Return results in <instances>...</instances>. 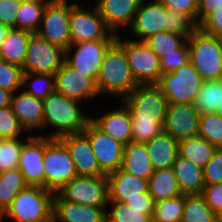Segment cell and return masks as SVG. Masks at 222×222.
Returning a JSON list of instances; mask_svg holds the SVG:
<instances>
[{"label":"cell","mask_w":222,"mask_h":222,"mask_svg":"<svg viewBox=\"0 0 222 222\" xmlns=\"http://www.w3.org/2000/svg\"><path fill=\"white\" fill-rule=\"evenodd\" d=\"M116 41L124 48L132 75L138 84H157L162 75L160 61L144 41L122 39Z\"/></svg>","instance_id":"cell-9"},{"label":"cell","mask_w":222,"mask_h":222,"mask_svg":"<svg viewBox=\"0 0 222 222\" xmlns=\"http://www.w3.org/2000/svg\"><path fill=\"white\" fill-rule=\"evenodd\" d=\"M198 28L205 34L222 38V11L211 13Z\"/></svg>","instance_id":"cell-50"},{"label":"cell","mask_w":222,"mask_h":222,"mask_svg":"<svg viewBox=\"0 0 222 222\" xmlns=\"http://www.w3.org/2000/svg\"><path fill=\"white\" fill-rule=\"evenodd\" d=\"M167 9L186 13L197 25L199 0H159Z\"/></svg>","instance_id":"cell-49"},{"label":"cell","mask_w":222,"mask_h":222,"mask_svg":"<svg viewBox=\"0 0 222 222\" xmlns=\"http://www.w3.org/2000/svg\"><path fill=\"white\" fill-rule=\"evenodd\" d=\"M203 79L189 62L173 72L162 74L157 85L168 104L193 103L199 93Z\"/></svg>","instance_id":"cell-7"},{"label":"cell","mask_w":222,"mask_h":222,"mask_svg":"<svg viewBox=\"0 0 222 222\" xmlns=\"http://www.w3.org/2000/svg\"><path fill=\"white\" fill-rule=\"evenodd\" d=\"M122 101L138 121H165L169 104L157 84H138Z\"/></svg>","instance_id":"cell-8"},{"label":"cell","mask_w":222,"mask_h":222,"mask_svg":"<svg viewBox=\"0 0 222 222\" xmlns=\"http://www.w3.org/2000/svg\"><path fill=\"white\" fill-rule=\"evenodd\" d=\"M198 136L217 148H222V116L214 112L201 113Z\"/></svg>","instance_id":"cell-38"},{"label":"cell","mask_w":222,"mask_h":222,"mask_svg":"<svg viewBox=\"0 0 222 222\" xmlns=\"http://www.w3.org/2000/svg\"><path fill=\"white\" fill-rule=\"evenodd\" d=\"M201 195L213 212L218 215L222 211V183L205 185Z\"/></svg>","instance_id":"cell-48"},{"label":"cell","mask_w":222,"mask_h":222,"mask_svg":"<svg viewBox=\"0 0 222 222\" xmlns=\"http://www.w3.org/2000/svg\"><path fill=\"white\" fill-rule=\"evenodd\" d=\"M114 41L95 40L71 44L65 50L64 62L71 68L92 77L96 81L104 54Z\"/></svg>","instance_id":"cell-13"},{"label":"cell","mask_w":222,"mask_h":222,"mask_svg":"<svg viewBox=\"0 0 222 222\" xmlns=\"http://www.w3.org/2000/svg\"><path fill=\"white\" fill-rule=\"evenodd\" d=\"M181 222H218L217 214L206 204L202 195H185Z\"/></svg>","instance_id":"cell-34"},{"label":"cell","mask_w":222,"mask_h":222,"mask_svg":"<svg viewBox=\"0 0 222 222\" xmlns=\"http://www.w3.org/2000/svg\"><path fill=\"white\" fill-rule=\"evenodd\" d=\"M11 97V109L26 133L33 130L43 131V100L35 98L22 90Z\"/></svg>","instance_id":"cell-22"},{"label":"cell","mask_w":222,"mask_h":222,"mask_svg":"<svg viewBox=\"0 0 222 222\" xmlns=\"http://www.w3.org/2000/svg\"><path fill=\"white\" fill-rule=\"evenodd\" d=\"M24 143L20 138L0 139V173L18 168Z\"/></svg>","instance_id":"cell-40"},{"label":"cell","mask_w":222,"mask_h":222,"mask_svg":"<svg viewBox=\"0 0 222 222\" xmlns=\"http://www.w3.org/2000/svg\"><path fill=\"white\" fill-rule=\"evenodd\" d=\"M180 193L183 195H201L205 187L203 168L191 160L178 155L172 166Z\"/></svg>","instance_id":"cell-25"},{"label":"cell","mask_w":222,"mask_h":222,"mask_svg":"<svg viewBox=\"0 0 222 222\" xmlns=\"http://www.w3.org/2000/svg\"><path fill=\"white\" fill-rule=\"evenodd\" d=\"M154 170L172 168L179 155V141L165 131L145 143Z\"/></svg>","instance_id":"cell-26"},{"label":"cell","mask_w":222,"mask_h":222,"mask_svg":"<svg viewBox=\"0 0 222 222\" xmlns=\"http://www.w3.org/2000/svg\"><path fill=\"white\" fill-rule=\"evenodd\" d=\"M55 193L39 186H28L21 190L11 206L0 217L10 222H52Z\"/></svg>","instance_id":"cell-3"},{"label":"cell","mask_w":222,"mask_h":222,"mask_svg":"<svg viewBox=\"0 0 222 222\" xmlns=\"http://www.w3.org/2000/svg\"><path fill=\"white\" fill-rule=\"evenodd\" d=\"M22 68L8 63L0 62V88L12 93L22 90Z\"/></svg>","instance_id":"cell-43"},{"label":"cell","mask_w":222,"mask_h":222,"mask_svg":"<svg viewBox=\"0 0 222 222\" xmlns=\"http://www.w3.org/2000/svg\"><path fill=\"white\" fill-rule=\"evenodd\" d=\"M120 169L142 179H149L154 173L145 143L130 141L124 145Z\"/></svg>","instance_id":"cell-27"},{"label":"cell","mask_w":222,"mask_h":222,"mask_svg":"<svg viewBox=\"0 0 222 222\" xmlns=\"http://www.w3.org/2000/svg\"><path fill=\"white\" fill-rule=\"evenodd\" d=\"M4 61L3 60V56H2V52H1V48H0V62Z\"/></svg>","instance_id":"cell-57"},{"label":"cell","mask_w":222,"mask_h":222,"mask_svg":"<svg viewBox=\"0 0 222 222\" xmlns=\"http://www.w3.org/2000/svg\"><path fill=\"white\" fill-rule=\"evenodd\" d=\"M99 95L121 100L138 85L134 79L124 48L115 40L106 50L96 80Z\"/></svg>","instance_id":"cell-2"},{"label":"cell","mask_w":222,"mask_h":222,"mask_svg":"<svg viewBox=\"0 0 222 222\" xmlns=\"http://www.w3.org/2000/svg\"><path fill=\"white\" fill-rule=\"evenodd\" d=\"M214 113H217L219 116H222V111H215Z\"/></svg>","instance_id":"cell-58"},{"label":"cell","mask_w":222,"mask_h":222,"mask_svg":"<svg viewBox=\"0 0 222 222\" xmlns=\"http://www.w3.org/2000/svg\"><path fill=\"white\" fill-rule=\"evenodd\" d=\"M22 88L35 98L44 100L49 94L56 91L55 77L52 74L23 73Z\"/></svg>","instance_id":"cell-36"},{"label":"cell","mask_w":222,"mask_h":222,"mask_svg":"<svg viewBox=\"0 0 222 222\" xmlns=\"http://www.w3.org/2000/svg\"><path fill=\"white\" fill-rule=\"evenodd\" d=\"M120 106L119 109L103 113L97 118L91 117V121L116 141L126 145L132 141L131 112L122 100Z\"/></svg>","instance_id":"cell-23"},{"label":"cell","mask_w":222,"mask_h":222,"mask_svg":"<svg viewBox=\"0 0 222 222\" xmlns=\"http://www.w3.org/2000/svg\"><path fill=\"white\" fill-rule=\"evenodd\" d=\"M189 60L204 81L222 79V38L199 28L187 39Z\"/></svg>","instance_id":"cell-4"},{"label":"cell","mask_w":222,"mask_h":222,"mask_svg":"<svg viewBox=\"0 0 222 222\" xmlns=\"http://www.w3.org/2000/svg\"><path fill=\"white\" fill-rule=\"evenodd\" d=\"M199 115L193 103L169 104L163 131L178 141L198 136Z\"/></svg>","instance_id":"cell-17"},{"label":"cell","mask_w":222,"mask_h":222,"mask_svg":"<svg viewBox=\"0 0 222 222\" xmlns=\"http://www.w3.org/2000/svg\"><path fill=\"white\" fill-rule=\"evenodd\" d=\"M108 205L106 222H152V218L143 210H136L125 203L109 201Z\"/></svg>","instance_id":"cell-39"},{"label":"cell","mask_w":222,"mask_h":222,"mask_svg":"<svg viewBox=\"0 0 222 222\" xmlns=\"http://www.w3.org/2000/svg\"><path fill=\"white\" fill-rule=\"evenodd\" d=\"M187 42V38L177 33L160 31L144 40V43L160 59L166 54L176 53Z\"/></svg>","instance_id":"cell-35"},{"label":"cell","mask_w":222,"mask_h":222,"mask_svg":"<svg viewBox=\"0 0 222 222\" xmlns=\"http://www.w3.org/2000/svg\"><path fill=\"white\" fill-rule=\"evenodd\" d=\"M185 205V195L155 201L152 222H181Z\"/></svg>","instance_id":"cell-37"},{"label":"cell","mask_w":222,"mask_h":222,"mask_svg":"<svg viewBox=\"0 0 222 222\" xmlns=\"http://www.w3.org/2000/svg\"><path fill=\"white\" fill-rule=\"evenodd\" d=\"M124 203L136 210H143V213L148 214L152 218L155 200L149 192L144 193V198L127 199Z\"/></svg>","instance_id":"cell-52"},{"label":"cell","mask_w":222,"mask_h":222,"mask_svg":"<svg viewBox=\"0 0 222 222\" xmlns=\"http://www.w3.org/2000/svg\"><path fill=\"white\" fill-rule=\"evenodd\" d=\"M217 147L204 138L195 136L179 141V155L204 168L212 159Z\"/></svg>","instance_id":"cell-30"},{"label":"cell","mask_w":222,"mask_h":222,"mask_svg":"<svg viewBox=\"0 0 222 222\" xmlns=\"http://www.w3.org/2000/svg\"><path fill=\"white\" fill-rule=\"evenodd\" d=\"M66 146L78 176L105 175L97 163L88 136L84 132L59 138Z\"/></svg>","instance_id":"cell-19"},{"label":"cell","mask_w":222,"mask_h":222,"mask_svg":"<svg viewBox=\"0 0 222 222\" xmlns=\"http://www.w3.org/2000/svg\"><path fill=\"white\" fill-rule=\"evenodd\" d=\"M204 183H222V148H217L212 159L203 168Z\"/></svg>","instance_id":"cell-46"},{"label":"cell","mask_w":222,"mask_h":222,"mask_svg":"<svg viewBox=\"0 0 222 222\" xmlns=\"http://www.w3.org/2000/svg\"><path fill=\"white\" fill-rule=\"evenodd\" d=\"M80 102L70 99L62 93L55 91L43 100V131L50 126L56 130L44 134L42 137L59 139L70 134L83 132L91 116L86 115L80 108ZM84 112V113H83Z\"/></svg>","instance_id":"cell-1"},{"label":"cell","mask_w":222,"mask_h":222,"mask_svg":"<svg viewBox=\"0 0 222 222\" xmlns=\"http://www.w3.org/2000/svg\"><path fill=\"white\" fill-rule=\"evenodd\" d=\"M43 156L44 137L30 134L22 146L18 165L28 186L45 188Z\"/></svg>","instance_id":"cell-18"},{"label":"cell","mask_w":222,"mask_h":222,"mask_svg":"<svg viewBox=\"0 0 222 222\" xmlns=\"http://www.w3.org/2000/svg\"><path fill=\"white\" fill-rule=\"evenodd\" d=\"M48 2L22 1L16 17V29L36 33Z\"/></svg>","instance_id":"cell-33"},{"label":"cell","mask_w":222,"mask_h":222,"mask_svg":"<svg viewBox=\"0 0 222 222\" xmlns=\"http://www.w3.org/2000/svg\"><path fill=\"white\" fill-rule=\"evenodd\" d=\"M12 94V92L0 88V108L10 106Z\"/></svg>","instance_id":"cell-53"},{"label":"cell","mask_w":222,"mask_h":222,"mask_svg":"<svg viewBox=\"0 0 222 222\" xmlns=\"http://www.w3.org/2000/svg\"><path fill=\"white\" fill-rule=\"evenodd\" d=\"M109 181V201L124 203L127 199L144 198L148 192V180L133 174L116 170L107 175Z\"/></svg>","instance_id":"cell-24"},{"label":"cell","mask_w":222,"mask_h":222,"mask_svg":"<svg viewBox=\"0 0 222 222\" xmlns=\"http://www.w3.org/2000/svg\"><path fill=\"white\" fill-rule=\"evenodd\" d=\"M45 189L56 193L77 176L74 162L59 139L44 137Z\"/></svg>","instance_id":"cell-5"},{"label":"cell","mask_w":222,"mask_h":222,"mask_svg":"<svg viewBox=\"0 0 222 222\" xmlns=\"http://www.w3.org/2000/svg\"><path fill=\"white\" fill-rule=\"evenodd\" d=\"M148 192L155 201L180 195V189L172 168L154 170L148 179Z\"/></svg>","instance_id":"cell-29"},{"label":"cell","mask_w":222,"mask_h":222,"mask_svg":"<svg viewBox=\"0 0 222 222\" xmlns=\"http://www.w3.org/2000/svg\"><path fill=\"white\" fill-rule=\"evenodd\" d=\"M22 1H25V0H22ZM26 1L50 2L52 0H26Z\"/></svg>","instance_id":"cell-56"},{"label":"cell","mask_w":222,"mask_h":222,"mask_svg":"<svg viewBox=\"0 0 222 222\" xmlns=\"http://www.w3.org/2000/svg\"><path fill=\"white\" fill-rule=\"evenodd\" d=\"M28 187L18 168L0 173V217L11 206L17 194Z\"/></svg>","instance_id":"cell-31"},{"label":"cell","mask_w":222,"mask_h":222,"mask_svg":"<svg viewBox=\"0 0 222 222\" xmlns=\"http://www.w3.org/2000/svg\"><path fill=\"white\" fill-rule=\"evenodd\" d=\"M108 207H93L63 200L57 193L53 199V222H106Z\"/></svg>","instance_id":"cell-21"},{"label":"cell","mask_w":222,"mask_h":222,"mask_svg":"<svg viewBox=\"0 0 222 222\" xmlns=\"http://www.w3.org/2000/svg\"><path fill=\"white\" fill-rule=\"evenodd\" d=\"M56 91L72 100L82 103V100H95L99 96L97 83L86 74L81 73L65 62L54 75Z\"/></svg>","instance_id":"cell-15"},{"label":"cell","mask_w":222,"mask_h":222,"mask_svg":"<svg viewBox=\"0 0 222 222\" xmlns=\"http://www.w3.org/2000/svg\"><path fill=\"white\" fill-rule=\"evenodd\" d=\"M142 0H98L95 4L105 25L115 34L132 25Z\"/></svg>","instance_id":"cell-20"},{"label":"cell","mask_w":222,"mask_h":222,"mask_svg":"<svg viewBox=\"0 0 222 222\" xmlns=\"http://www.w3.org/2000/svg\"><path fill=\"white\" fill-rule=\"evenodd\" d=\"M63 200L93 207H108L107 175L76 176L56 192Z\"/></svg>","instance_id":"cell-6"},{"label":"cell","mask_w":222,"mask_h":222,"mask_svg":"<svg viewBox=\"0 0 222 222\" xmlns=\"http://www.w3.org/2000/svg\"><path fill=\"white\" fill-rule=\"evenodd\" d=\"M159 61L162 74L173 72L189 63V47L187 42L181 48H178L176 53L166 54Z\"/></svg>","instance_id":"cell-45"},{"label":"cell","mask_w":222,"mask_h":222,"mask_svg":"<svg viewBox=\"0 0 222 222\" xmlns=\"http://www.w3.org/2000/svg\"><path fill=\"white\" fill-rule=\"evenodd\" d=\"M217 221L222 222V211L217 215Z\"/></svg>","instance_id":"cell-55"},{"label":"cell","mask_w":222,"mask_h":222,"mask_svg":"<svg viewBox=\"0 0 222 222\" xmlns=\"http://www.w3.org/2000/svg\"><path fill=\"white\" fill-rule=\"evenodd\" d=\"M167 31L185 36L187 39L198 29L196 23L186 14L166 9Z\"/></svg>","instance_id":"cell-41"},{"label":"cell","mask_w":222,"mask_h":222,"mask_svg":"<svg viewBox=\"0 0 222 222\" xmlns=\"http://www.w3.org/2000/svg\"><path fill=\"white\" fill-rule=\"evenodd\" d=\"M32 33L12 28L1 46L3 60L23 67Z\"/></svg>","instance_id":"cell-28"},{"label":"cell","mask_w":222,"mask_h":222,"mask_svg":"<svg viewBox=\"0 0 222 222\" xmlns=\"http://www.w3.org/2000/svg\"><path fill=\"white\" fill-rule=\"evenodd\" d=\"M21 3L22 0H0V22L16 29V17Z\"/></svg>","instance_id":"cell-47"},{"label":"cell","mask_w":222,"mask_h":222,"mask_svg":"<svg viewBox=\"0 0 222 222\" xmlns=\"http://www.w3.org/2000/svg\"><path fill=\"white\" fill-rule=\"evenodd\" d=\"M132 141L147 143L163 131L164 121H138L131 115Z\"/></svg>","instance_id":"cell-42"},{"label":"cell","mask_w":222,"mask_h":222,"mask_svg":"<svg viewBox=\"0 0 222 222\" xmlns=\"http://www.w3.org/2000/svg\"><path fill=\"white\" fill-rule=\"evenodd\" d=\"M166 7L159 0L140 2L132 25L129 27L137 41H144L160 31H167Z\"/></svg>","instance_id":"cell-16"},{"label":"cell","mask_w":222,"mask_h":222,"mask_svg":"<svg viewBox=\"0 0 222 222\" xmlns=\"http://www.w3.org/2000/svg\"><path fill=\"white\" fill-rule=\"evenodd\" d=\"M70 37L72 44L95 41L116 40L113 33L104 22L96 6L86 10L79 3H71Z\"/></svg>","instance_id":"cell-10"},{"label":"cell","mask_w":222,"mask_h":222,"mask_svg":"<svg viewBox=\"0 0 222 222\" xmlns=\"http://www.w3.org/2000/svg\"><path fill=\"white\" fill-rule=\"evenodd\" d=\"M26 132L13 113L11 106L0 108V139L21 138Z\"/></svg>","instance_id":"cell-44"},{"label":"cell","mask_w":222,"mask_h":222,"mask_svg":"<svg viewBox=\"0 0 222 222\" xmlns=\"http://www.w3.org/2000/svg\"><path fill=\"white\" fill-rule=\"evenodd\" d=\"M71 3L68 0H52L47 3L40 27V37L64 51L72 44L70 37Z\"/></svg>","instance_id":"cell-11"},{"label":"cell","mask_w":222,"mask_h":222,"mask_svg":"<svg viewBox=\"0 0 222 222\" xmlns=\"http://www.w3.org/2000/svg\"><path fill=\"white\" fill-rule=\"evenodd\" d=\"M222 11V0H199L197 26H199L214 11Z\"/></svg>","instance_id":"cell-51"},{"label":"cell","mask_w":222,"mask_h":222,"mask_svg":"<svg viewBox=\"0 0 222 222\" xmlns=\"http://www.w3.org/2000/svg\"><path fill=\"white\" fill-rule=\"evenodd\" d=\"M83 132L88 136L100 170L108 175L120 169L124 144L100 130L91 120Z\"/></svg>","instance_id":"cell-14"},{"label":"cell","mask_w":222,"mask_h":222,"mask_svg":"<svg viewBox=\"0 0 222 222\" xmlns=\"http://www.w3.org/2000/svg\"><path fill=\"white\" fill-rule=\"evenodd\" d=\"M11 30L10 27H8L7 25H4L3 23L0 22V48L4 42V40L6 39L9 31Z\"/></svg>","instance_id":"cell-54"},{"label":"cell","mask_w":222,"mask_h":222,"mask_svg":"<svg viewBox=\"0 0 222 222\" xmlns=\"http://www.w3.org/2000/svg\"><path fill=\"white\" fill-rule=\"evenodd\" d=\"M193 105L200 114L222 111V79L203 81Z\"/></svg>","instance_id":"cell-32"},{"label":"cell","mask_w":222,"mask_h":222,"mask_svg":"<svg viewBox=\"0 0 222 222\" xmlns=\"http://www.w3.org/2000/svg\"><path fill=\"white\" fill-rule=\"evenodd\" d=\"M65 61V51L51 44L37 33H32L28 42L23 73L55 75Z\"/></svg>","instance_id":"cell-12"}]
</instances>
